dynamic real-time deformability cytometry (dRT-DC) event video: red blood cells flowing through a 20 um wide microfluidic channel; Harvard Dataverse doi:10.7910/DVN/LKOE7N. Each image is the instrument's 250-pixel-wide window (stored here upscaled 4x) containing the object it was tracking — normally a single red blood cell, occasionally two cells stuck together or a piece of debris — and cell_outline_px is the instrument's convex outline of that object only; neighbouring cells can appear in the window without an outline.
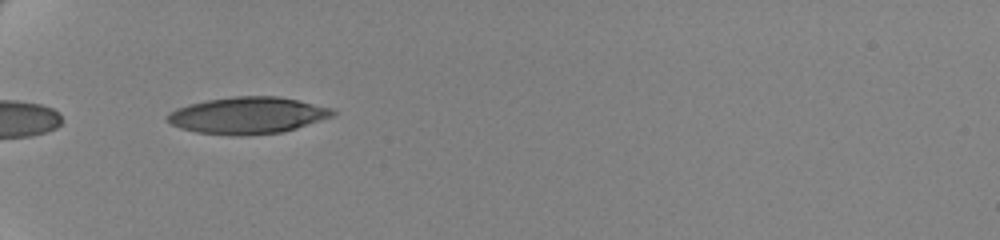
{"species": "human", "species_latin": "Homo sapiens", "temperature_condition": "cold", "stored_images_in_passage": 39, "camera_frame_rate_fps": 3000, "um_per_image_px": 0.085, "donor": {"sex": "female"}, "frame": {"image": 1, "passage_image": 1, "time_ms": 0.0, "image_size_px": [1000, 240], "cell_outline_px": [[336, 112], [332, 116], [296, 128], [280, 132], [240, 136], [232, 136], [196, 132], [180, 128], [172, 124], [164, 116], [168, 112], [176, 108], [188, 104], [208, 100], [232, 96], [276, 96], [296, 100], [332, 108]], "centroid_in_image_um": [20.99, 9.81], "position_along_channel_um": 64.0, "area_um2": 35.26}}
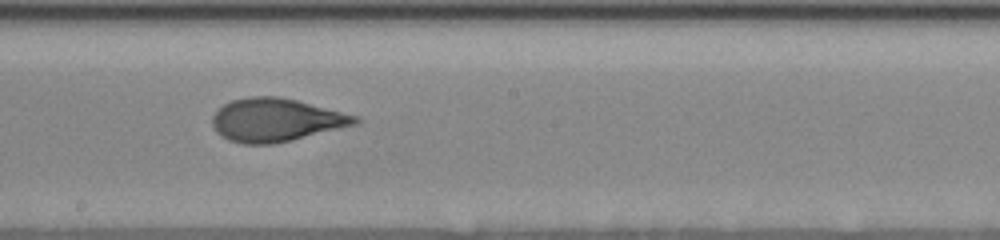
{"frame": {"image": 2, "passage_image": 16, "time_ms": 5.0, "image_size_px": [1000, 240], "cell_outline_px": [[364, 120], [360, 124], [292, 140], [272, 144], [244, 144], [228, 140], [220, 136], [216, 132], [212, 124], [212, 116], [224, 104], [232, 100], [252, 96], [280, 96], [360, 116]], "centroid_in_image_um": [23.51, 10.2], "position_along_channel_um": 224.7, "area_um2": 36.3}}
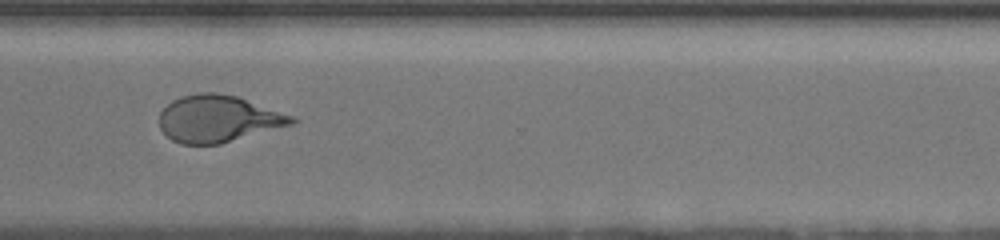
{"frame": {"image": 3, "passage_image": 27, "time_ms": 8.667, "image_size_px": [1000, 240], "cell_outline_px": [[300, 120], [292, 124], [220, 144], [180, 144], [172, 140], [160, 128], [160, 112], [172, 100], [180, 96], [200, 92], [216, 92], [236, 96], [296, 116]], "centroid_in_image_um": [18.56, 10.08], "position_along_channel_um": 352.0, "area_um2": 36.18}, "authors_computed_cell_mechanics": {"area_um2": 36.125, "velocity_mm_per_s": 3.4859, "shape_relaxation_time_tau1_ms": 4.1622, "shape_relaxation_time_tau2_ms": 1.0161, "deformation_change_tau1": 0.1658, "deformation_change_tau2": 0.067}}